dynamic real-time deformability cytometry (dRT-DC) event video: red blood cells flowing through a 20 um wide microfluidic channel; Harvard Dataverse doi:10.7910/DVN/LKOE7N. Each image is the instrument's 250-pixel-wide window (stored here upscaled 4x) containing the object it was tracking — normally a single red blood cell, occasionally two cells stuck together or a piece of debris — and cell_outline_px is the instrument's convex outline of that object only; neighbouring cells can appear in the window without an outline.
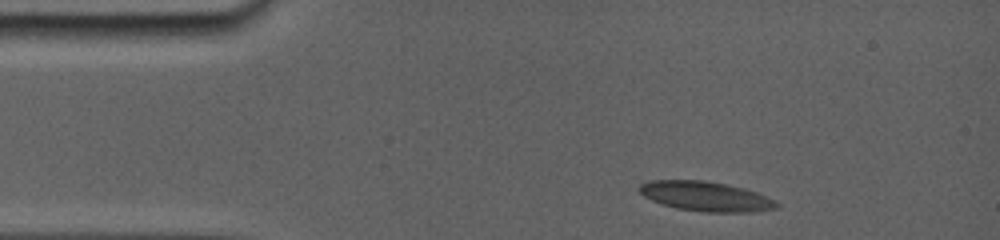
{"species": "common noctule bat (a hibernating species)", "species_latin": "Nyctalus noctula", "temperature_condition": "room temperature", "stored_images_in_passage": 19, "camera_frame_rate_fps": 5000, "um_per_image_px": 0.085, "animal": {"sex": "female", "body_mass_g": 19.0, "forearm_length_mm": 56.7}, "frame": {"image": 1, "passage_image": 1, "time_ms": 0.0, "image_size_px": [1000, 240], "cell_outline_px": [[780, 208], [760, 212], [704, 212], [676, 208], [652, 200], [644, 196], [636, 188], [640, 184], [648, 180], [704, 180], [724, 184], [760, 192], [776, 200], [780, 204]], "centroid_in_image_um": [60.06, 16.69], "position_along_channel_um": 24.9, "area_um2": 24.1}}
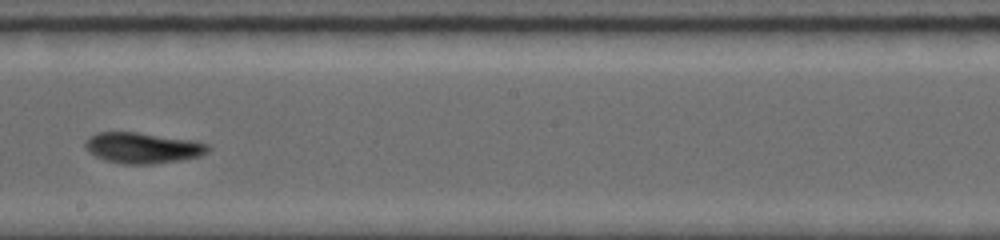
{"frame": {"image": 2, "passage_image": 11, "time_ms": 7.0, "image_size_px": [1000, 240], "cell_outline_px": [[212, 148], [208, 152], [200, 156], [180, 160], [152, 164], [124, 164], [104, 160], [88, 152], [84, 148], [84, 144], [88, 136], [96, 132], [136, 132], [192, 140], [208, 144]], "centroid_in_image_um": [12.1, 12.57], "position_along_channel_um": 236.1, "area_um2": 22.2}}
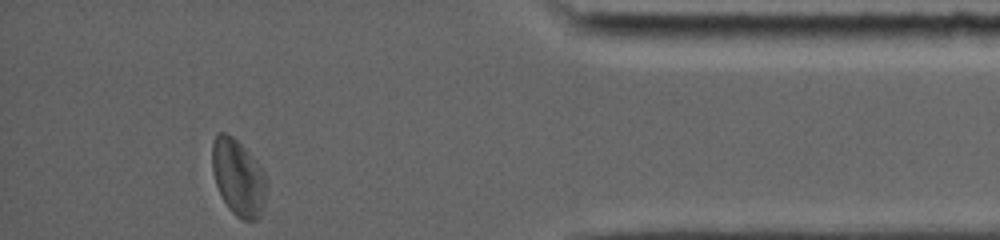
{"frame": {"image": 3, "passage_image": 19, "time_ms": 12.4, "image_size_px": [1000, 240], "cell_outline_px": [[264, 200], [260, 216], [256, 220], [244, 220], [236, 216], [228, 208], [216, 184], [212, 172], [212, 140], [220, 132], [224, 132], [232, 136], [260, 164], [264, 172]], "centroid_in_image_um": [20.22, 15.07], "position_along_channel_um": 415.0, "area_um2": 23.76}, "authors_computed_cell_mechanics": {"area_um2": 22.0796, "velocity_mm_per_s": 3.7967, "shape_relaxation_time_tau1_ms": 2.7043, "shape_relaxation_time_tau2_ms": 3.6447, "deformation_change_tau1": 0.123, "deformation_change_tau2": 0.0921}}